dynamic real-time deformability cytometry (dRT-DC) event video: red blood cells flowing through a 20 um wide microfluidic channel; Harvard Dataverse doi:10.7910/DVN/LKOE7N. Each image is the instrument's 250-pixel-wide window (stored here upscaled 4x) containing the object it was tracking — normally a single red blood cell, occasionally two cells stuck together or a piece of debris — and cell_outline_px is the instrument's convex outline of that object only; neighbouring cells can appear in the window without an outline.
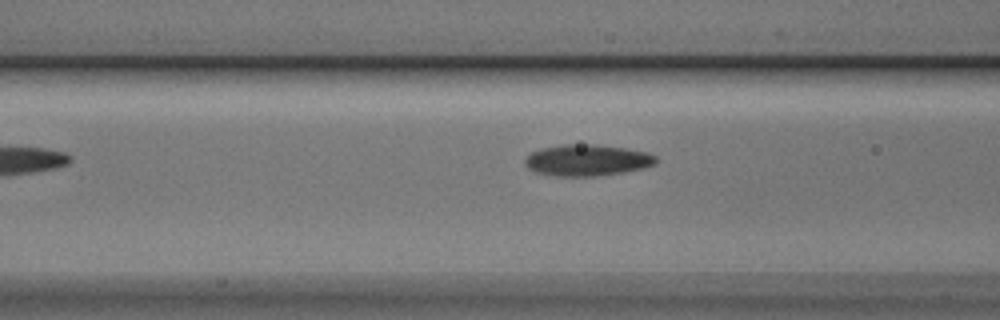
{"species": "Egyptian fruit bat (a non-hibernating species)", "species_latin": "Rousettus aegyptiacus", "temperature_condition": "cold", "stored_images_in_passage": 6, "segment_of_instrument_passage": [1, 2], "camera_frame_rate_fps": 3000, "um_per_image_px": 0.085, "animal": {"sex": "male"}, "frame": {"image": 1, "passage_image": 5, "time_ms": 1.333, "image_size_px": [1000, 320], "cell_outline_px": [[660, 160], [656, 164], [644, 168], [624, 172], [596, 176], [556, 176], [536, 172], [528, 168], [524, 164], [524, 160], [532, 152], [540, 148], [564, 144], [596, 144], [624, 148], [648, 152], [656, 156]], "centroid_in_image_um": [49.94, 13.61], "position_along_channel_um": 116.7, "area_um2": 24.16}}